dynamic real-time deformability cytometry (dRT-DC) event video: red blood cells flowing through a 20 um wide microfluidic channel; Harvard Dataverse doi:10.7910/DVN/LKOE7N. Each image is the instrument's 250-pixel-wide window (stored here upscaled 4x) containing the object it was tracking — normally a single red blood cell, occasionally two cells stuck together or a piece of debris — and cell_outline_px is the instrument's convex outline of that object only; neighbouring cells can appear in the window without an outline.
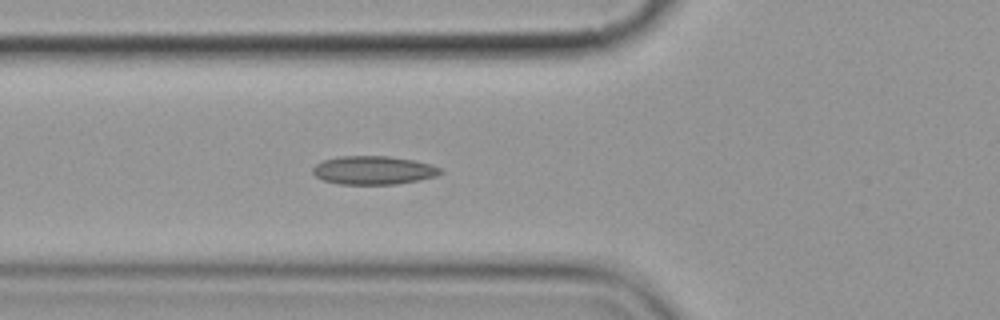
{"species": "common noctule bat (a hibernating species)", "species_latin": "Nyctalus noctula", "temperature_condition": "cold", "stored_images_in_passage": 4, "camera_frame_rate_fps": 3000, "um_per_image_px": 0.085, "animal": {"sex": "female", "body_mass_g": 19.9}, "frame": {"image": 1, "passage_image": 4, "time_ms": 3.333, "image_size_px": [1000, 320], "cell_outline_px": [[444, 172], [436, 176], [396, 184], [340, 184], [324, 180], [316, 176], [312, 172], [312, 168], [316, 164], [324, 160], [336, 156], [388, 156], [416, 160], [440, 168]], "centroid_in_image_um": [31.73, 14.46], "position_along_channel_um": 94.1, "area_um2": 21.1}}